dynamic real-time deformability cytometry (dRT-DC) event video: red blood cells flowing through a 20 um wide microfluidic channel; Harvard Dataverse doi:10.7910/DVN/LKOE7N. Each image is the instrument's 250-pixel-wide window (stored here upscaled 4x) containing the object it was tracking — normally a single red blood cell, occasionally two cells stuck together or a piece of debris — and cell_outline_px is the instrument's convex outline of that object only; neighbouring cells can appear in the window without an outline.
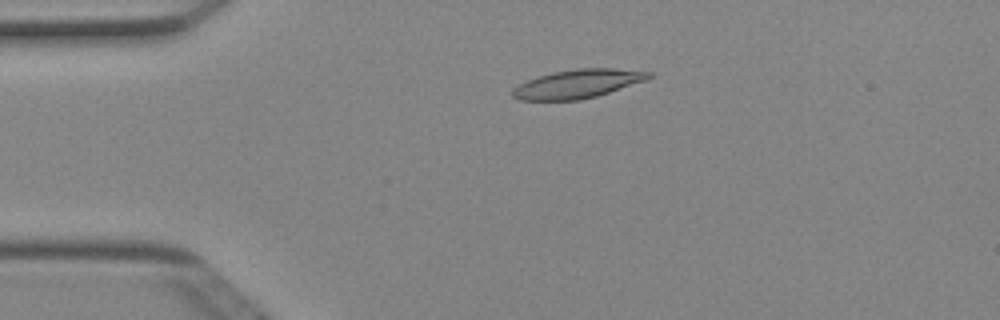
{"species": "Egyptian fruit bat (a non-hibernating species)", "species_latin": "Rousettus aegyptiacus", "temperature_condition": "cold", "stored_images_in_passage": 40, "camera_frame_rate_fps": 3000, "um_per_image_px": 0.085, "animal": {"sex": "female"}, "frame": {"image": 1, "passage_image": 1, "time_ms": 0.0, "image_size_px": [1000, 320], "cell_outline_px": [[652, 76], [648, 80], [596, 96], [580, 100], [520, 100], [512, 96], [512, 88], [516, 84], [552, 72], [576, 68], [612, 68], [652, 72]], "centroid_in_image_um": [49.1, 7.12], "position_along_channel_um": 35.9, "area_um2": 22.83}}
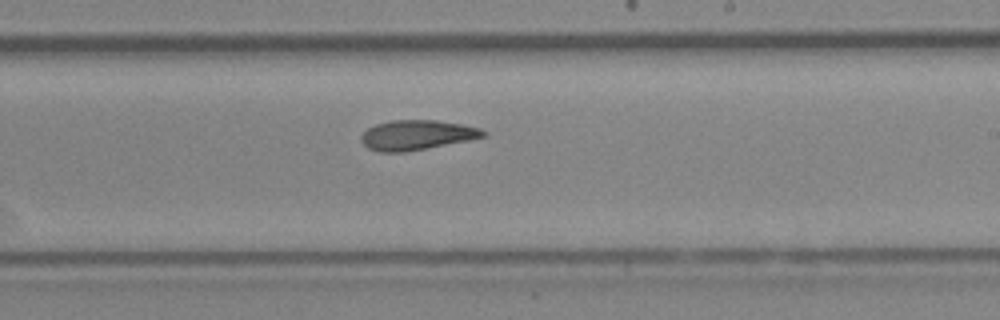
{"frame": {"image": 2, "passage_image": 20, "time_ms": 6.333, "image_size_px": [1000, 320], "cell_outline_px": [[488, 136], [468, 140], [404, 152], [380, 152], [368, 148], [360, 140], [360, 136], [368, 128], [376, 124], [392, 120], [436, 120], [460, 124], [480, 128], [488, 132]], "centroid_in_image_um": [35.43, 11.47], "position_along_channel_um": 253.6, "area_um2": 21.1}}
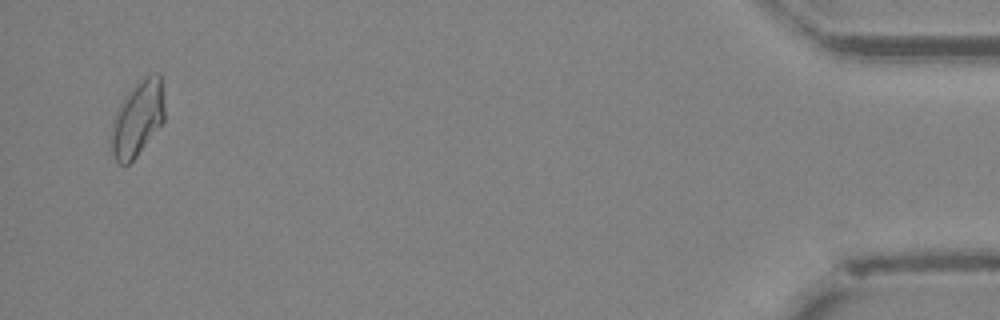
{"frame": {"image": 3, "passage_image": 39, "time_ms": 12.667, "image_size_px": [1000, 320], "cell_outline_px": [[164, 120], [136, 156], [128, 164], [120, 164], [116, 160], [112, 152], [108, 140], [112, 120], [124, 96], [132, 88], [148, 76], [156, 72], [160, 72], [164, 108]], "centroid_in_image_um": [11.64, 10.1], "position_along_channel_um": 423.6, "area_um2": 23.18}, "authors_computed_cell_mechanics": {"area_um2": 21.4149, "velocity_mm_per_s": 3.9937, "shape_relaxation_time_tau1_ms": null, "shape_relaxation_time_tau2_ms": 5.0568, "deformation_change_tau1": null, "deformation_change_tau2": 0.1273}}